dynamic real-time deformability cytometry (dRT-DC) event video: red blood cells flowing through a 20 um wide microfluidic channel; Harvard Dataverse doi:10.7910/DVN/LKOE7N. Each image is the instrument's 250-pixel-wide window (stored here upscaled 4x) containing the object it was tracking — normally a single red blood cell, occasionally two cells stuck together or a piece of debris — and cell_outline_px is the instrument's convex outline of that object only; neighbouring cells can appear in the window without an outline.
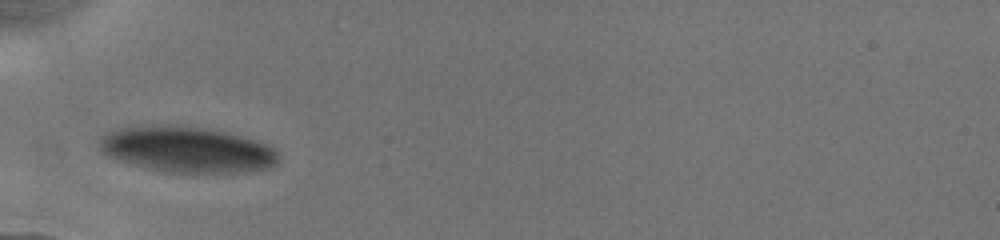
{"species": "human", "species_latin": "Homo sapiens", "temperature_condition": "cold", "stored_images_in_passage": 9, "camera_frame_rate_fps": 3000, "um_per_image_px": 0.085, "donor": {"sex": "male"}, "frame": {"image": 1, "passage_image": 1, "time_ms": 0.0, "image_size_px": [1000, 240], "cell_outline_px": [[280, 160], [272, 168], [248, 172], [164, 172], [148, 168], [120, 160], [108, 156], [100, 148], [100, 140], [108, 132], [120, 128], [204, 128], [224, 132], [272, 144], [280, 152]], "centroid_in_image_um": [16.07, 12.76], "position_along_channel_um": 68.9, "area_um2": 46.64}}
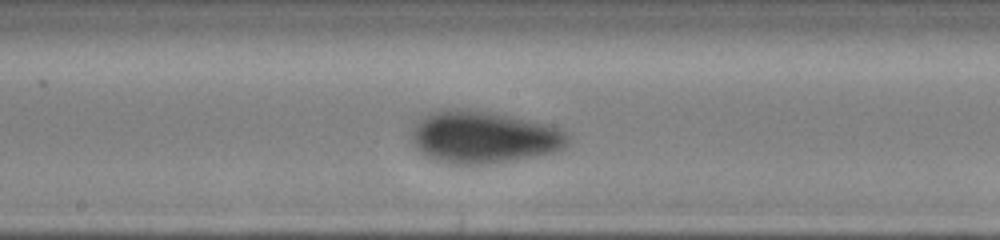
{"frame": {"image": 2, "passage_image": 9, "time_ms": 3.667, "image_size_px": [1000, 240], "cell_outline_px": [[568, 144], [564, 148], [552, 152], [496, 164], [448, 164], [436, 160], [420, 152], [416, 148], [412, 140], [412, 132], [416, 124], [420, 120], [432, 112], [456, 108], [492, 112], [544, 124], [560, 128], [568, 136]], "centroid_in_image_um": [41.1, 11.68], "position_along_channel_um": 207.1, "area_um2": 47.11}}